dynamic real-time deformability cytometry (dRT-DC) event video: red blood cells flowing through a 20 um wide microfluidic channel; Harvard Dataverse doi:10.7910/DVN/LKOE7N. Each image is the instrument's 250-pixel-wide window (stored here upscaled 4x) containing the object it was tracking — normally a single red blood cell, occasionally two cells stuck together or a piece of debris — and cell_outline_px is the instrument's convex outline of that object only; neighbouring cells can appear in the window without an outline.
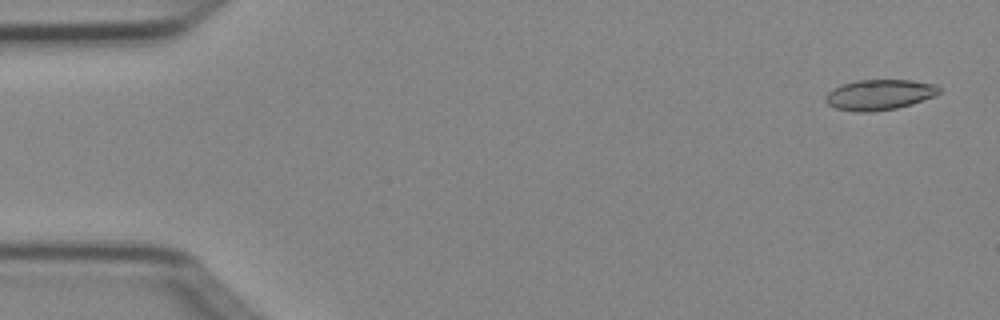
{"species": "Egyptian fruit bat (a non-hibernating species)", "species_latin": "Rousettus aegyptiacus", "temperature_condition": "cold", "stored_images_in_passage": 4, "camera_frame_rate_fps": 3000, "um_per_image_px": 0.085, "animal": {"sex": "female"}, "frame": {"image": 1, "passage_image": 1, "time_ms": 0.0, "image_size_px": [1000, 320], "cell_outline_px": [[940, 92], [936, 96], [912, 104], [896, 108], [872, 112], [856, 112], [836, 108], [828, 104], [824, 100], [824, 96], [828, 92], [840, 84], [856, 80], [912, 80], [936, 84], [940, 88]], "centroid_in_image_um": [74.75, 8.05], "position_along_channel_um": 10.2, "area_um2": 20.4}}
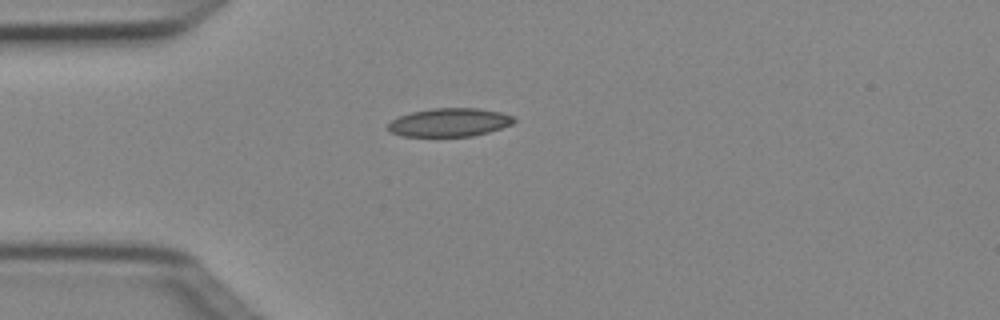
{"frame": {"image": 2, "passage_image": 4, "time_ms": 1.0, "image_size_px": [1000, 320], "cell_outline_px": [[516, 120], [512, 124], [488, 132], [472, 136], [404, 136], [392, 132], [388, 128], [388, 124], [392, 120], [400, 116], [412, 112], [432, 108], [480, 108], [500, 112], [516, 116]], "centroid_in_image_um": [38.25, 10.39], "position_along_channel_um": 46.7, "area_um2": 20.75}}